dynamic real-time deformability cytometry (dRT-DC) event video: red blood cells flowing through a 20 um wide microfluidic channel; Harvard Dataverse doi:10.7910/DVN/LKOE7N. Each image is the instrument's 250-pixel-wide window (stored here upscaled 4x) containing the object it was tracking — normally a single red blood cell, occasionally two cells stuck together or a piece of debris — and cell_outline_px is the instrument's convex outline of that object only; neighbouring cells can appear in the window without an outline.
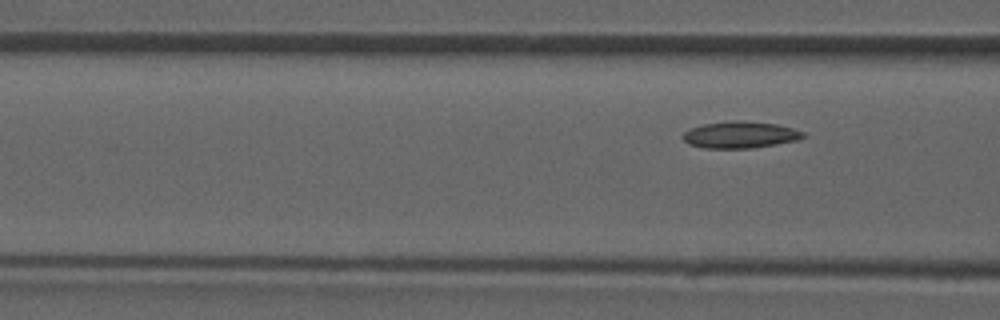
{"species": "common noctule bat (a hibernating species)", "species_latin": "Nyctalus noctula", "temperature_condition": "room temperature", "stored_images_in_passage": 3, "camera_frame_rate_fps": 3000, "um_per_image_px": 0.085, "animal": {"sex": "male", "forearm_length_mm": 52.5}, "frame": {"image": 1, "passage_image": 3, "time_ms": 2.333, "image_size_px": [1000, 320], "cell_outline_px": [[808, 136], [800, 140], [752, 148], [704, 148], [688, 144], [680, 136], [684, 132], [692, 128], [704, 124], [736, 120], [740, 120], [776, 124], [792, 128], [804, 132]], "centroid_in_image_um": [62.94, 11.46], "position_along_channel_um": 103.7, "area_um2": 18.79}}